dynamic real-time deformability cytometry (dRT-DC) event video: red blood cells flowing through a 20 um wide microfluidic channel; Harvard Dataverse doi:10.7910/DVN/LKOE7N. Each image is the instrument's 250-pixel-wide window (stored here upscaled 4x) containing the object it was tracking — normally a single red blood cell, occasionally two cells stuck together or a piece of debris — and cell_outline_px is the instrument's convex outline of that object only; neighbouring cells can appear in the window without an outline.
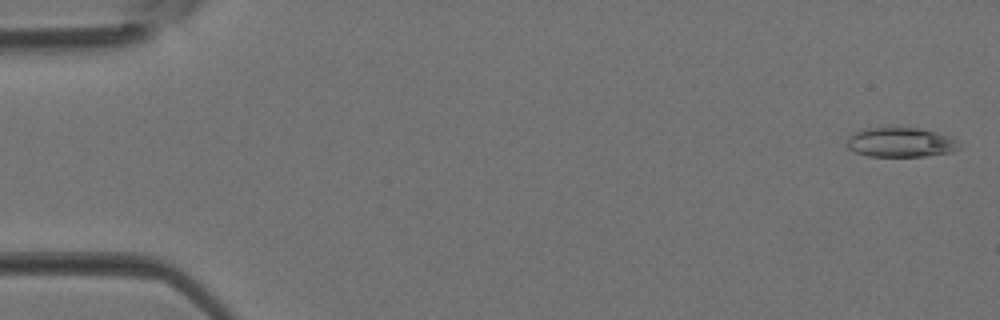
{"species": "Egyptian fruit bat (a non-hibernating species)", "species_latin": "Rousettus aegyptiacus", "temperature_condition": "room temperature", "stored_images_in_passage": 3, "camera_frame_rate_fps": 3000, "um_per_image_px": 0.085, "animal": {"sex": "female"}, "frame": {"image": 1, "passage_image": 1, "time_ms": 0.0, "image_size_px": [1000, 320], "cell_outline_px": [[960, 148], [952, 152], [924, 156], [868, 156], [856, 152], [848, 148], [848, 136], [864, 128], [920, 128], [936, 132], [948, 136], [956, 140]], "centroid_in_image_um": [76.56, 12.1], "position_along_channel_um": 8.4, "area_um2": 19.13}}